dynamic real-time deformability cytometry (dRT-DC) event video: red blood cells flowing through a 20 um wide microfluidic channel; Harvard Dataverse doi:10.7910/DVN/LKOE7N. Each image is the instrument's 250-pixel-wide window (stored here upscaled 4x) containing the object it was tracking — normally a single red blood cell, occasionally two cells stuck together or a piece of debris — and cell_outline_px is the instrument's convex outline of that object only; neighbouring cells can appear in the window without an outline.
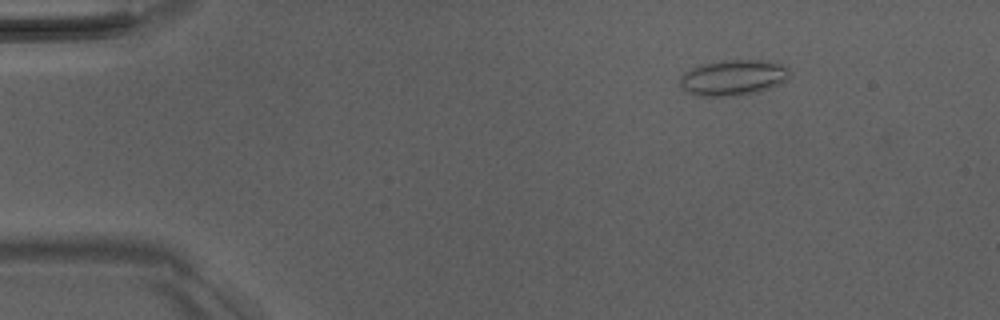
{"species": "Egyptian fruit bat (a non-hibernating species)", "species_latin": "Rousettus aegyptiacus", "temperature_condition": "room temperature", "stored_images_in_passage": 4, "camera_frame_rate_fps": 3000, "um_per_image_px": 0.085, "animal": {"sex": "male"}, "frame": {"image": 1, "passage_image": 1, "time_ms": 0.0, "image_size_px": [1000, 320], "cell_outline_px": [[788, 80], [772, 88], [740, 96], [696, 96], [680, 88], [680, 76], [684, 72], [700, 64], [720, 60], [776, 60], [788, 64]], "centroid_in_image_um": [62.36, 6.58], "position_along_channel_um": 22.6, "area_um2": 23.52}}